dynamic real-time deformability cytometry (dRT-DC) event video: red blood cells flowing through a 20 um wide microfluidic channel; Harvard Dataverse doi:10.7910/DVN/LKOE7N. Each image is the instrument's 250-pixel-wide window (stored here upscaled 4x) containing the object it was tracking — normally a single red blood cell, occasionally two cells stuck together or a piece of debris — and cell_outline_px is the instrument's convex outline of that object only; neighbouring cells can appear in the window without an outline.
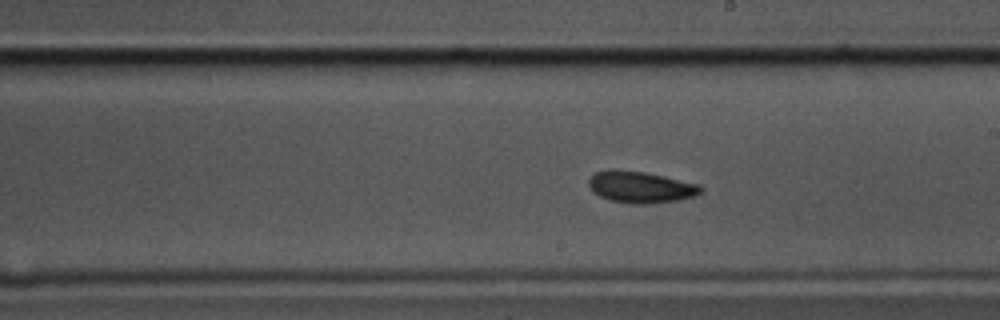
{"species": "common noctule bat (a hibernating species)", "species_latin": "Nyctalus noctula", "temperature_condition": "cold", "stored_images_in_passage": 58, "camera_frame_rate_fps": 3000, "um_per_image_px": 0.085, "animal": {"sex": "male", "body_mass_g": 17.5, "forearm_length_mm": 52.3}, "frame": {"image": 1, "passage_image": 32, "time_ms": 10.333, "image_size_px": [1000, 320], "cell_outline_px": [[704, 188], [696, 196], [676, 200], [652, 204], [628, 204], [612, 200], [600, 196], [592, 192], [588, 184], [588, 180], [596, 172], [608, 168], [644, 172], [664, 176], [700, 184]], "centroid_in_image_um": [54.45, 15.9], "position_along_channel_um": 234.6, "area_um2": 20.81}}
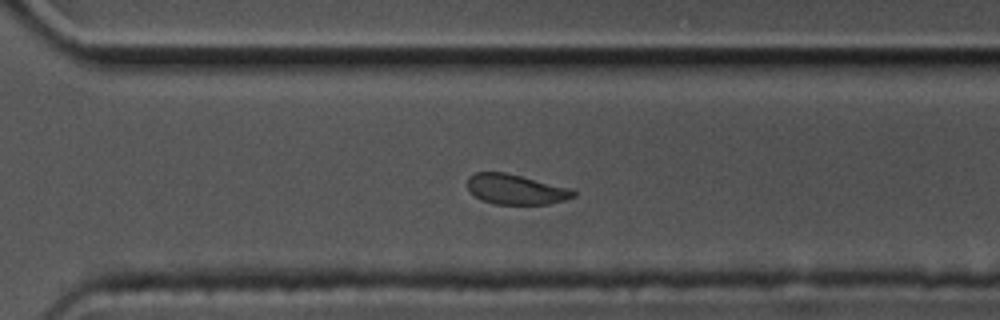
{"frame": {"image": 2, "passage_image": 40, "time_ms": 13.0, "image_size_px": [1000, 320], "cell_outline_px": [[576, 196], [564, 200], [548, 204], [492, 204], [480, 200], [468, 188], [468, 176], [476, 172], [504, 172], [572, 188], [576, 192]], "centroid_in_image_um": [43.85, 16.1], "position_along_channel_um": 326.7, "area_um2": 18.61}}
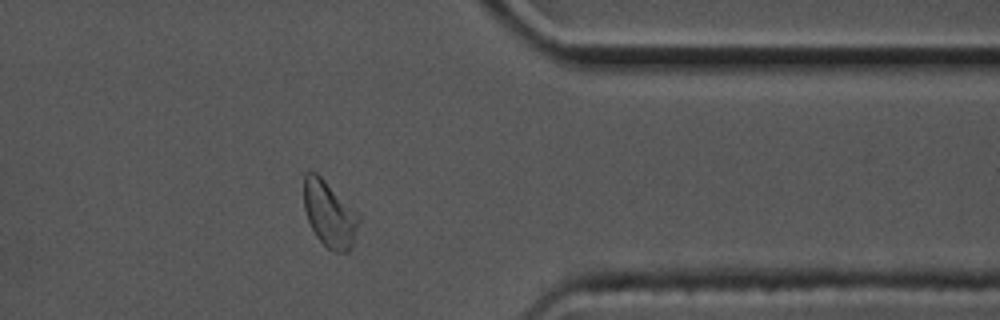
{"frame": {"image": 3, "passage_image": 46, "time_ms": 15.0, "image_size_px": [1000, 320], "cell_outline_px": [[360, 220], [352, 248], [348, 252], [332, 252], [316, 236], [308, 220], [304, 208], [304, 176], [308, 172], [316, 172], [360, 216]], "centroid_in_image_um": [28.01, 18.24], "position_along_channel_um": 383.4, "area_um2": 20.81}, "authors_computed_cell_mechanics": {"area_um2": 20.2589, "velocity_mm_per_s": 3.4569, "shape_relaxation_time_tau1_ms": 2.111, "shape_relaxation_time_tau2_ms": 4.2973, "deformation_change_tau1": 0.0997, "deformation_change_tau2": 0.1022}}